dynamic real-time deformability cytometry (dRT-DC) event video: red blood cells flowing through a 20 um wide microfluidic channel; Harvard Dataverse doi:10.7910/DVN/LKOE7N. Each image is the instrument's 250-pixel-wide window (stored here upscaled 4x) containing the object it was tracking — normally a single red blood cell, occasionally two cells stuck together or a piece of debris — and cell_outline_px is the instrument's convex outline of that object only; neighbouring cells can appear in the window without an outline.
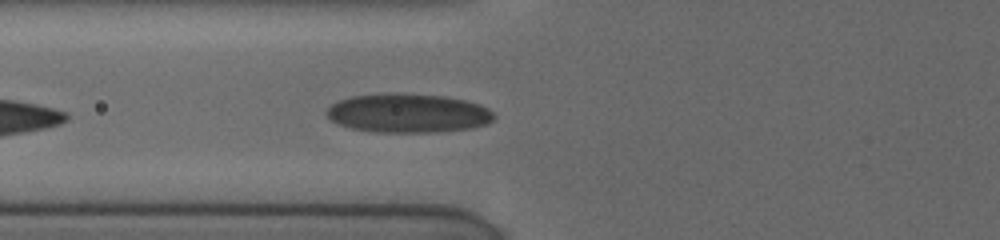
{"species": "human", "species_latin": "Homo sapiens", "temperature_condition": "cold", "stored_images_in_passage": 18, "camera_frame_rate_fps": 3000, "um_per_image_px": 0.085, "donor": {"sex": "female"}, "frame": {"image": 1, "passage_image": 12, "time_ms": 4.667, "image_size_px": [1000, 240], "cell_outline_px": [[496, 116], [488, 124], [472, 128], [436, 132], [376, 132], [352, 128], [340, 124], [332, 120], [324, 112], [332, 104], [340, 100], [352, 96], [392, 92], [444, 96], [464, 100], [480, 104], [488, 108]], "centroid_in_image_um": [34.71, 9.61], "position_along_channel_um": 91.1, "area_um2": 38.09}}